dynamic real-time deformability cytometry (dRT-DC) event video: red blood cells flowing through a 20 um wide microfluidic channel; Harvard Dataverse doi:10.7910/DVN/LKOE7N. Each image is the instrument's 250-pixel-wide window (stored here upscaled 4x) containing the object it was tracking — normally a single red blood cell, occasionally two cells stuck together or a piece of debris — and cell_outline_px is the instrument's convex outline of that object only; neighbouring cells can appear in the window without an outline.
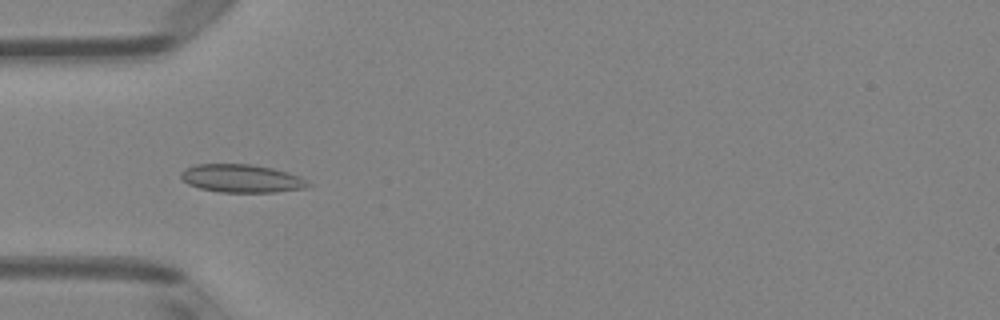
{"species": "Egyptian fruit bat (a non-hibernating species)", "species_latin": "Rousettus aegyptiacus", "temperature_condition": "room temperature", "stored_images_in_passage": 50, "camera_frame_rate_fps": 3000, "um_per_image_px": 0.085, "animal": {"sex": "female"}, "frame": {"image": 1, "passage_image": 16, "time_ms": 5.0, "image_size_px": [1000, 320], "cell_outline_px": [[312, 184], [308, 188], [276, 192], [220, 192], [200, 188], [188, 184], [180, 176], [180, 172], [184, 168], [196, 164], [252, 164], [272, 168], [288, 172], [300, 176]], "centroid_in_image_um": [20.56, 15.17], "position_along_channel_um": 64.4, "area_um2": 20.98}}
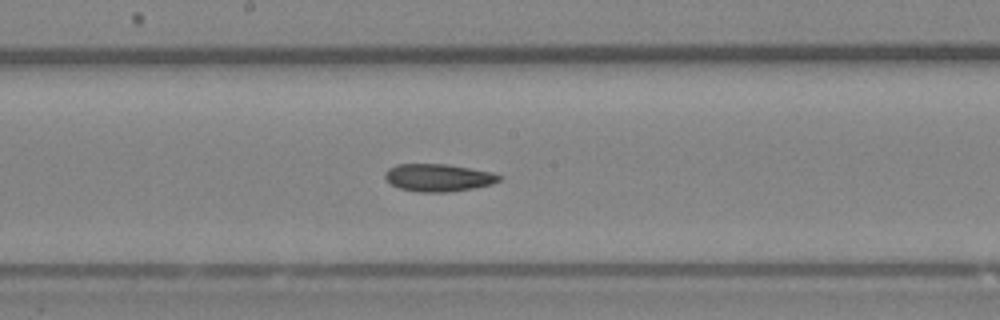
{"frame": {"image": 2, "passage_image": 27, "time_ms": 8.667, "image_size_px": [1000, 320], "cell_outline_px": [[504, 176], [500, 180], [492, 184], [472, 188], [448, 192], [416, 192], [400, 188], [384, 180], [384, 172], [388, 168], [396, 164], [448, 164], [472, 168], [492, 172]], "centroid_in_image_um": [37.25, 15.09], "position_along_channel_um": 211.0, "area_um2": 18.55}}
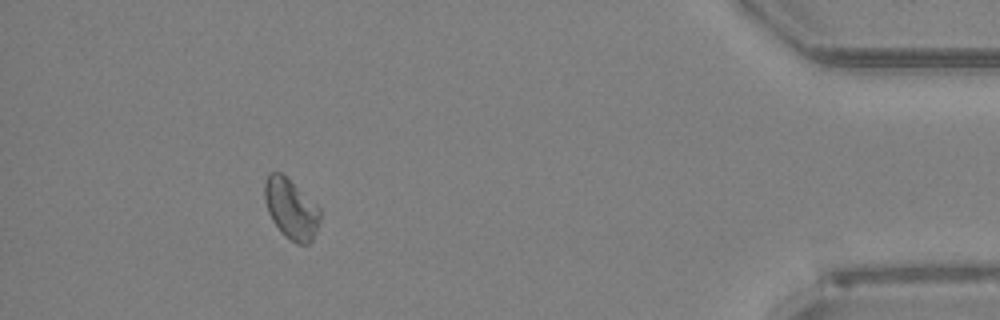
{"frame": {"image": 3, "passage_image": 46, "time_ms": 15.0, "image_size_px": [1000, 320], "cell_outline_px": [[320, 220], [316, 232], [312, 240], [308, 244], [296, 244], [272, 220], [268, 212], [264, 200], [264, 180], [268, 172], [280, 172], [316, 204], [320, 208]], "centroid_in_image_um": [24.73, 17.73], "position_along_channel_um": 410.5, "area_um2": 19.07}}